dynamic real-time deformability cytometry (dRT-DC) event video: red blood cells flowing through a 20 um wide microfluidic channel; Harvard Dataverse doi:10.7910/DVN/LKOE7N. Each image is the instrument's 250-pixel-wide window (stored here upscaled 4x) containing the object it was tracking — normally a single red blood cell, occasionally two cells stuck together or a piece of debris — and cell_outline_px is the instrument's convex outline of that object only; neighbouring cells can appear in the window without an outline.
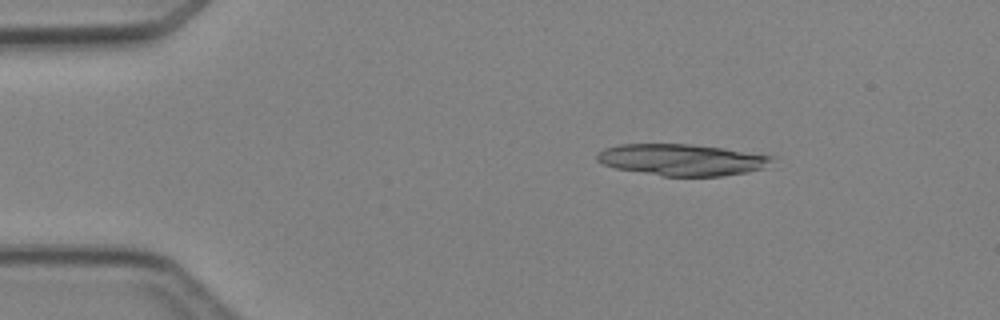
{"species": "Egyptian fruit bat (a non-hibernating species)", "species_latin": "Rousettus aegyptiacus", "temperature_condition": "cold", "stored_images_in_passage": 3, "camera_frame_rate_fps": 3000, "um_per_image_px": 0.085, "animal": {"sex": "female"}, "frame": {"image": 1, "passage_image": 1, "time_ms": 0.0, "image_size_px": [1000, 320], "cell_outline_px": [[776, 156], [764, 168], [748, 172], [720, 176], [664, 176], [616, 168], [604, 164], [596, 160], [596, 152], [604, 148], [620, 144], [692, 144], [724, 148]], "centroid_in_image_um": [57.96, 13.57], "position_along_channel_um": 27.0, "area_um2": 32.19}}